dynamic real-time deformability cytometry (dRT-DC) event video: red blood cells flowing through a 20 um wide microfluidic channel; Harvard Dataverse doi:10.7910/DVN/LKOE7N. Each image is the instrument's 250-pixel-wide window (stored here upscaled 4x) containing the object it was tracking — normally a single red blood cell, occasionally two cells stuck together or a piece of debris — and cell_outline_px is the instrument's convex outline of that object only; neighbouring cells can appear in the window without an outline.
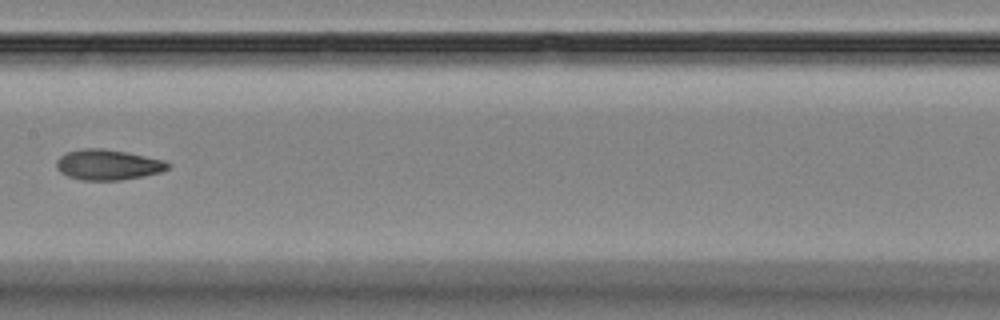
{"species": "Egyptian fruit bat (a non-hibernating species)", "species_latin": "Rousettus aegyptiacus", "temperature_condition": "room temperature", "stored_images_in_passage": 7, "camera_frame_rate_fps": 3000, "um_per_image_px": 0.085, "animal": {"sex": "female"}, "frame": {"image": 1, "passage_image": 7, "time_ms": 7.0, "image_size_px": [1000, 320], "cell_outline_px": [[172, 164], [168, 168], [160, 172], [144, 176], [120, 180], [84, 180], [68, 176], [60, 172], [56, 168], [56, 160], [60, 156], [68, 152], [84, 148], [100, 148], [128, 152], [164, 160]], "centroid_in_image_um": [9.18, 14.0], "position_along_channel_um": 198.2, "area_um2": 19.77}}